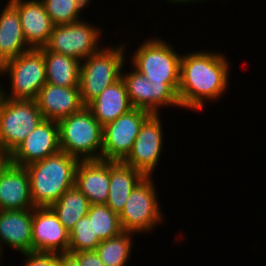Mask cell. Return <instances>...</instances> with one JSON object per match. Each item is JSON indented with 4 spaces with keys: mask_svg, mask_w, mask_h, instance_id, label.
Segmentation results:
<instances>
[{
    "mask_svg": "<svg viewBox=\"0 0 266 266\" xmlns=\"http://www.w3.org/2000/svg\"><path fill=\"white\" fill-rule=\"evenodd\" d=\"M103 46L98 52L81 61L80 97L87 106L101 92L122 78L127 63V43ZM126 62V63H125Z\"/></svg>",
    "mask_w": 266,
    "mask_h": 266,
    "instance_id": "3957f363",
    "label": "cell"
},
{
    "mask_svg": "<svg viewBox=\"0 0 266 266\" xmlns=\"http://www.w3.org/2000/svg\"><path fill=\"white\" fill-rule=\"evenodd\" d=\"M202 1H206V0H167V2L169 3L170 2V4L172 5V4H178V5H181V4H183V5H185V4H189L190 5V3L192 2V3H196V2H198V4H199V2H202ZM208 2H209V0H207ZM213 1V0H212Z\"/></svg>",
    "mask_w": 266,
    "mask_h": 266,
    "instance_id": "836d02e7",
    "label": "cell"
},
{
    "mask_svg": "<svg viewBox=\"0 0 266 266\" xmlns=\"http://www.w3.org/2000/svg\"><path fill=\"white\" fill-rule=\"evenodd\" d=\"M33 209L0 210V256L4 247L19 254L32 252Z\"/></svg>",
    "mask_w": 266,
    "mask_h": 266,
    "instance_id": "9a60e30c",
    "label": "cell"
},
{
    "mask_svg": "<svg viewBox=\"0 0 266 266\" xmlns=\"http://www.w3.org/2000/svg\"><path fill=\"white\" fill-rule=\"evenodd\" d=\"M3 76L8 77L10 90L7 87L3 88L5 84L0 83V96L10 99L35 100L39 90L46 83L43 53L39 49L32 48L6 61L0 66V79Z\"/></svg>",
    "mask_w": 266,
    "mask_h": 266,
    "instance_id": "8992f818",
    "label": "cell"
},
{
    "mask_svg": "<svg viewBox=\"0 0 266 266\" xmlns=\"http://www.w3.org/2000/svg\"><path fill=\"white\" fill-rule=\"evenodd\" d=\"M18 11L24 39L31 48L44 47L54 24L41 0H8Z\"/></svg>",
    "mask_w": 266,
    "mask_h": 266,
    "instance_id": "2e32d148",
    "label": "cell"
},
{
    "mask_svg": "<svg viewBox=\"0 0 266 266\" xmlns=\"http://www.w3.org/2000/svg\"><path fill=\"white\" fill-rule=\"evenodd\" d=\"M59 266H81L79 260L71 253L59 254Z\"/></svg>",
    "mask_w": 266,
    "mask_h": 266,
    "instance_id": "4dcf8cb0",
    "label": "cell"
},
{
    "mask_svg": "<svg viewBox=\"0 0 266 266\" xmlns=\"http://www.w3.org/2000/svg\"><path fill=\"white\" fill-rule=\"evenodd\" d=\"M2 260H3V258L0 256V266H2Z\"/></svg>",
    "mask_w": 266,
    "mask_h": 266,
    "instance_id": "e575fe53",
    "label": "cell"
},
{
    "mask_svg": "<svg viewBox=\"0 0 266 266\" xmlns=\"http://www.w3.org/2000/svg\"><path fill=\"white\" fill-rule=\"evenodd\" d=\"M80 262L81 266H105L95 250L72 253Z\"/></svg>",
    "mask_w": 266,
    "mask_h": 266,
    "instance_id": "f546056e",
    "label": "cell"
},
{
    "mask_svg": "<svg viewBox=\"0 0 266 266\" xmlns=\"http://www.w3.org/2000/svg\"><path fill=\"white\" fill-rule=\"evenodd\" d=\"M61 151L58 121L44 119L11 152L12 163L27 166Z\"/></svg>",
    "mask_w": 266,
    "mask_h": 266,
    "instance_id": "4fadbf2b",
    "label": "cell"
},
{
    "mask_svg": "<svg viewBox=\"0 0 266 266\" xmlns=\"http://www.w3.org/2000/svg\"><path fill=\"white\" fill-rule=\"evenodd\" d=\"M150 112L133 108L103 126L102 160L123 161L131 152L134 141Z\"/></svg>",
    "mask_w": 266,
    "mask_h": 266,
    "instance_id": "8fae6325",
    "label": "cell"
},
{
    "mask_svg": "<svg viewBox=\"0 0 266 266\" xmlns=\"http://www.w3.org/2000/svg\"><path fill=\"white\" fill-rule=\"evenodd\" d=\"M0 8V66L32 48L24 39L17 9L8 1Z\"/></svg>",
    "mask_w": 266,
    "mask_h": 266,
    "instance_id": "ffe728a7",
    "label": "cell"
},
{
    "mask_svg": "<svg viewBox=\"0 0 266 266\" xmlns=\"http://www.w3.org/2000/svg\"><path fill=\"white\" fill-rule=\"evenodd\" d=\"M87 197L76 186L68 189L50 208L70 232L79 219L87 216L90 208Z\"/></svg>",
    "mask_w": 266,
    "mask_h": 266,
    "instance_id": "cb8c5ba5",
    "label": "cell"
},
{
    "mask_svg": "<svg viewBox=\"0 0 266 266\" xmlns=\"http://www.w3.org/2000/svg\"><path fill=\"white\" fill-rule=\"evenodd\" d=\"M122 70L129 101L133 108L143 109L151 114H160L162 108H181L178 88L179 84H156L140 74L133 67L130 71Z\"/></svg>",
    "mask_w": 266,
    "mask_h": 266,
    "instance_id": "30bf717a",
    "label": "cell"
},
{
    "mask_svg": "<svg viewBox=\"0 0 266 266\" xmlns=\"http://www.w3.org/2000/svg\"><path fill=\"white\" fill-rule=\"evenodd\" d=\"M24 266H59V254L46 252L22 253Z\"/></svg>",
    "mask_w": 266,
    "mask_h": 266,
    "instance_id": "f1b7e54d",
    "label": "cell"
},
{
    "mask_svg": "<svg viewBox=\"0 0 266 266\" xmlns=\"http://www.w3.org/2000/svg\"><path fill=\"white\" fill-rule=\"evenodd\" d=\"M110 185V161L80 160L75 172V186L91 205L105 204Z\"/></svg>",
    "mask_w": 266,
    "mask_h": 266,
    "instance_id": "ac0fdd59",
    "label": "cell"
},
{
    "mask_svg": "<svg viewBox=\"0 0 266 266\" xmlns=\"http://www.w3.org/2000/svg\"><path fill=\"white\" fill-rule=\"evenodd\" d=\"M44 119L59 121L83 107L80 87H61L45 83L35 99Z\"/></svg>",
    "mask_w": 266,
    "mask_h": 266,
    "instance_id": "e0dca14e",
    "label": "cell"
},
{
    "mask_svg": "<svg viewBox=\"0 0 266 266\" xmlns=\"http://www.w3.org/2000/svg\"><path fill=\"white\" fill-rule=\"evenodd\" d=\"M44 56L46 83L61 87H79L81 61L65 54L38 48Z\"/></svg>",
    "mask_w": 266,
    "mask_h": 266,
    "instance_id": "603a6c76",
    "label": "cell"
},
{
    "mask_svg": "<svg viewBox=\"0 0 266 266\" xmlns=\"http://www.w3.org/2000/svg\"><path fill=\"white\" fill-rule=\"evenodd\" d=\"M143 41L133 51L127 65H132L152 83L179 84L181 52L161 37H148Z\"/></svg>",
    "mask_w": 266,
    "mask_h": 266,
    "instance_id": "5b68a950",
    "label": "cell"
},
{
    "mask_svg": "<svg viewBox=\"0 0 266 266\" xmlns=\"http://www.w3.org/2000/svg\"><path fill=\"white\" fill-rule=\"evenodd\" d=\"M138 236L132 232L123 231L119 235L103 240L95 249L105 266H127L133 252V239Z\"/></svg>",
    "mask_w": 266,
    "mask_h": 266,
    "instance_id": "d4e9b609",
    "label": "cell"
},
{
    "mask_svg": "<svg viewBox=\"0 0 266 266\" xmlns=\"http://www.w3.org/2000/svg\"><path fill=\"white\" fill-rule=\"evenodd\" d=\"M74 1H75V4H76L77 12L80 15L84 16L83 10H85L86 8H89L88 6H90V3L93 2L94 0H74Z\"/></svg>",
    "mask_w": 266,
    "mask_h": 266,
    "instance_id": "d6a6232c",
    "label": "cell"
},
{
    "mask_svg": "<svg viewBox=\"0 0 266 266\" xmlns=\"http://www.w3.org/2000/svg\"><path fill=\"white\" fill-rule=\"evenodd\" d=\"M86 107L102 126L133 109L122 78L105 88Z\"/></svg>",
    "mask_w": 266,
    "mask_h": 266,
    "instance_id": "44dd1931",
    "label": "cell"
},
{
    "mask_svg": "<svg viewBox=\"0 0 266 266\" xmlns=\"http://www.w3.org/2000/svg\"><path fill=\"white\" fill-rule=\"evenodd\" d=\"M43 120L35 100L0 96V148L12 152Z\"/></svg>",
    "mask_w": 266,
    "mask_h": 266,
    "instance_id": "ba28073f",
    "label": "cell"
},
{
    "mask_svg": "<svg viewBox=\"0 0 266 266\" xmlns=\"http://www.w3.org/2000/svg\"><path fill=\"white\" fill-rule=\"evenodd\" d=\"M80 160L60 151L26 167L34 207H51L68 189L75 186Z\"/></svg>",
    "mask_w": 266,
    "mask_h": 266,
    "instance_id": "7a4b0ae2",
    "label": "cell"
},
{
    "mask_svg": "<svg viewBox=\"0 0 266 266\" xmlns=\"http://www.w3.org/2000/svg\"><path fill=\"white\" fill-rule=\"evenodd\" d=\"M101 242L99 237H94L93 221L85 216L69 232L68 253L95 250Z\"/></svg>",
    "mask_w": 266,
    "mask_h": 266,
    "instance_id": "4316f807",
    "label": "cell"
},
{
    "mask_svg": "<svg viewBox=\"0 0 266 266\" xmlns=\"http://www.w3.org/2000/svg\"><path fill=\"white\" fill-rule=\"evenodd\" d=\"M230 63L220 51L204 49L182 54L178 88L181 109L204 112L207 102L222 98L230 89Z\"/></svg>",
    "mask_w": 266,
    "mask_h": 266,
    "instance_id": "6da1fadb",
    "label": "cell"
},
{
    "mask_svg": "<svg viewBox=\"0 0 266 266\" xmlns=\"http://www.w3.org/2000/svg\"><path fill=\"white\" fill-rule=\"evenodd\" d=\"M87 216L93 221L94 237L101 241L110 239L123 232L119 215L106 204L90 205Z\"/></svg>",
    "mask_w": 266,
    "mask_h": 266,
    "instance_id": "484cf974",
    "label": "cell"
},
{
    "mask_svg": "<svg viewBox=\"0 0 266 266\" xmlns=\"http://www.w3.org/2000/svg\"><path fill=\"white\" fill-rule=\"evenodd\" d=\"M152 176H145L130 193L119 221L123 231L137 235L154 232L159 224H164L165 214L158 199L159 192ZM164 220V221H163Z\"/></svg>",
    "mask_w": 266,
    "mask_h": 266,
    "instance_id": "52a82bcc",
    "label": "cell"
},
{
    "mask_svg": "<svg viewBox=\"0 0 266 266\" xmlns=\"http://www.w3.org/2000/svg\"><path fill=\"white\" fill-rule=\"evenodd\" d=\"M160 114H151L143 123L132 150L123 162L145 176H153L165 151L163 121Z\"/></svg>",
    "mask_w": 266,
    "mask_h": 266,
    "instance_id": "7c38bea8",
    "label": "cell"
},
{
    "mask_svg": "<svg viewBox=\"0 0 266 266\" xmlns=\"http://www.w3.org/2000/svg\"><path fill=\"white\" fill-rule=\"evenodd\" d=\"M61 151L79 160H100L103 126L84 106L58 121Z\"/></svg>",
    "mask_w": 266,
    "mask_h": 266,
    "instance_id": "277c9868",
    "label": "cell"
},
{
    "mask_svg": "<svg viewBox=\"0 0 266 266\" xmlns=\"http://www.w3.org/2000/svg\"><path fill=\"white\" fill-rule=\"evenodd\" d=\"M69 231L50 207H34L32 252L68 253Z\"/></svg>",
    "mask_w": 266,
    "mask_h": 266,
    "instance_id": "5bb4252c",
    "label": "cell"
},
{
    "mask_svg": "<svg viewBox=\"0 0 266 266\" xmlns=\"http://www.w3.org/2000/svg\"><path fill=\"white\" fill-rule=\"evenodd\" d=\"M11 163V152L0 148V178Z\"/></svg>",
    "mask_w": 266,
    "mask_h": 266,
    "instance_id": "1f68e13d",
    "label": "cell"
},
{
    "mask_svg": "<svg viewBox=\"0 0 266 266\" xmlns=\"http://www.w3.org/2000/svg\"><path fill=\"white\" fill-rule=\"evenodd\" d=\"M33 208L28 171L25 166L11 163L0 178V210Z\"/></svg>",
    "mask_w": 266,
    "mask_h": 266,
    "instance_id": "d6986e66",
    "label": "cell"
},
{
    "mask_svg": "<svg viewBox=\"0 0 266 266\" xmlns=\"http://www.w3.org/2000/svg\"><path fill=\"white\" fill-rule=\"evenodd\" d=\"M103 29L86 19L70 24L54 25L48 43L44 46L48 51L65 54L77 60H84L98 52Z\"/></svg>",
    "mask_w": 266,
    "mask_h": 266,
    "instance_id": "9c48e42d",
    "label": "cell"
},
{
    "mask_svg": "<svg viewBox=\"0 0 266 266\" xmlns=\"http://www.w3.org/2000/svg\"><path fill=\"white\" fill-rule=\"evenodd\" d=\"M144 177L142 172L123 161H110V185L105 204L119 215L130 193Z\"/></svg>",
    "mask_w": 266,
    "mask_h": 266,
    "instance_id": "7402d4cb",
    "label": "cell"
},
{
    "mask_svg": "<svg viewBox=\"0 0 266 266\" xmlns=\"http://www.w3.org/2000/svg\"><path fill=\"white\" fill-rule=\"evenodd\" d=\"M54 25L70 24L82 20L74 0H41Z\"/></svg>",
    "mask_w": 266,
    "mask_h": 266,
    "instance_id": "83f0119b",
    "label": "cell"
}]
</instances>
